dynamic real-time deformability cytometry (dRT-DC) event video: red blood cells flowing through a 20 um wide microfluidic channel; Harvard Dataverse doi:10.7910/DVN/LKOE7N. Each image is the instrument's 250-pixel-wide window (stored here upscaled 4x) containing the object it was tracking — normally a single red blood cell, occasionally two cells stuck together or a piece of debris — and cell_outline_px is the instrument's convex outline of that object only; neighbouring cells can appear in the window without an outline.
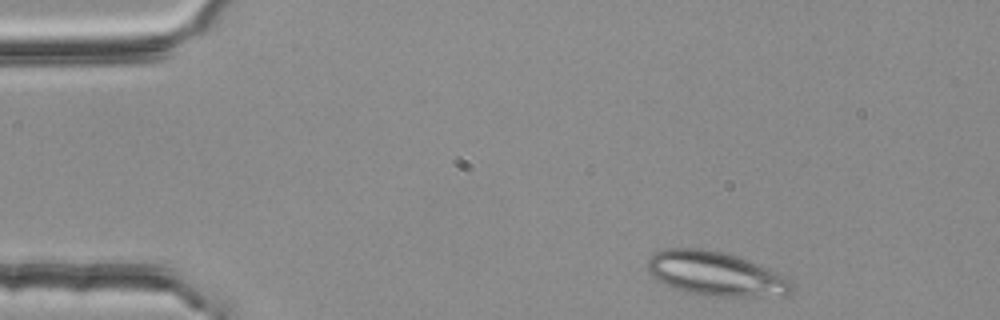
{"species": "common noctule bat (a hibernating species)", "species_latin": "Nyctalus noctula", "temperature_condition": "room temperature", "stored_images_in_passage": 44, "camera_frame_rate_fps": 3000, "um_per_image_px": 0.085, "animal": {"sex": "female", "body_mass_g": 25.1}, "frame": {"image": 1, "passage_image": 2, "time_ms": 0.333, "image_size_px": [1000, 320], "cell_outline_px": [[792, 292], [788, 296], [704, 296], [688, 292], [676, 288], [652, 276], [648, 272], [648, 260], [656, 252], [668, 248], [704, 248], [724, 252], [748, 260], [780, 272], [788, 276], [792, 280]], "centroid_in_image_um": [60.92, 23.27], "position_along_channel_um": 24.1, "area_um2": 37.22}}
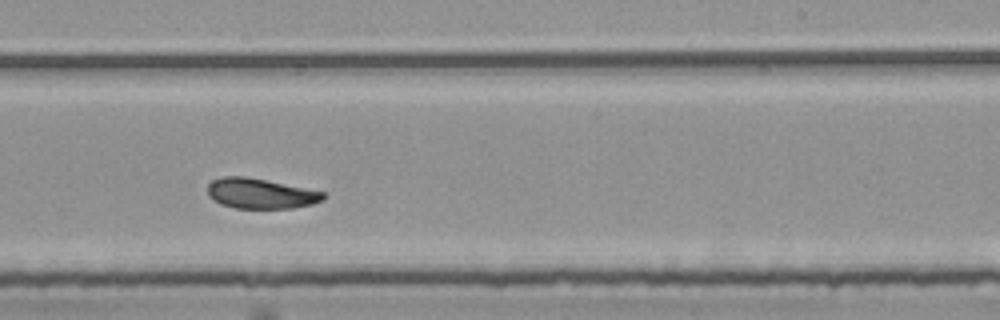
{"frame": {"image": 2, "passage_image": 28, "time_ms": 9.0, "image_size_px": [1000, 320], "cell_outline_px": [[328, 196], [324, 200], [312, 204], [292, 208], [236, 208], [220, 204], [212, 200], [208, 196], [208, 184], [212, 180], [224, 176], [244, 176], [324, 192]], "centroid_in_image_um": [22.13, 16.46], "position_along_channel_um": 266.9, "area_um2": 20.29}}
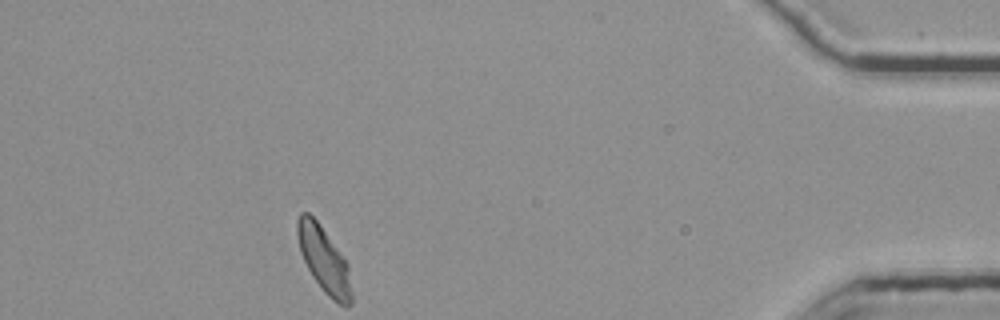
{"frame": {"image": 3, "passage_image": 44, "time_ms": 14.333, "image_size_px": [1000, 320], "cell_outline_px": [[352, 304], [340, 304], [332, 300], [324, 292], [312, 276], [300, 252], [296, 232], [296, 220], [300, 212], [308, 212], [316, 220], [348, 264], [352, 292]], "centroid_in_image_um": [27.51, 22.07], "position_along_channel_um": 407.7, "area_um2": 20.46}, "authors_computed_cell_mechanics": {"area_um2": 21.386, "velocity_mm_per_s": 3.7194, "shape_relaxation_time_tau1_ms": 3.9486, "shape_relaxation_time_tau2_ms": 2.3344, "deformation_change_tau1": 0.1647, "deformation_change_tau2": 0.08}}